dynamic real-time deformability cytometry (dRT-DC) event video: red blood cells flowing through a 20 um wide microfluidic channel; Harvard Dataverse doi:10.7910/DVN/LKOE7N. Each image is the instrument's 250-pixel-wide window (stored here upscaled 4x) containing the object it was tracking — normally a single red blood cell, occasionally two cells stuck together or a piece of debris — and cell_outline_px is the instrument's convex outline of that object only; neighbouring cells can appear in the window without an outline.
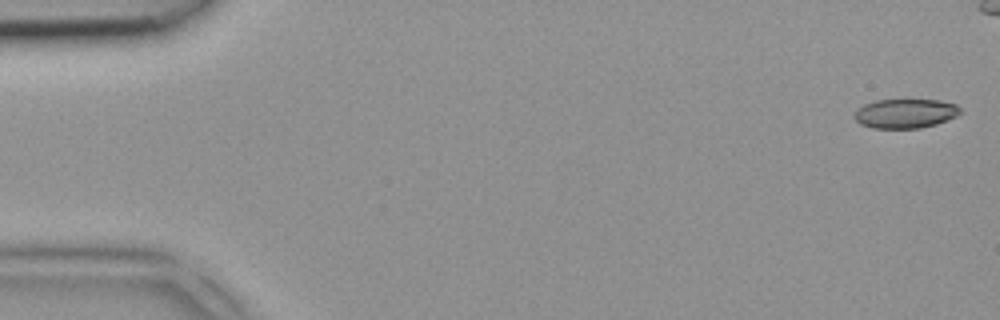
{"species": "common noctule bat (a hibernating species)", "species_latin": "Nyctalus noctula", "temperature_condition": "room temperature", "stored_images_in_passage": 6, "camera_frame_rate_fps": 3000, "um_per_image_px": 0.085, "animal": {"sex": "female", "body_mass_g": 18.4}, "frame": {"image": 1, "passage_image": 1, "time_ms": 0.0, "image_size_px": [1000, 320], "cell_outline_px": [[960, 112], [956, 116], [948, 120], [936, 124], [920, 128], [872, 128], [860, 124], [852, 116], [856, 108], [864, 104], [876, 100], [940, 100], [956, 104], [960, 108]], "centroid_in_image_um": [76.91, 9.64], "position_along_channel_um": 8.1, "area_um2": 18.21}}